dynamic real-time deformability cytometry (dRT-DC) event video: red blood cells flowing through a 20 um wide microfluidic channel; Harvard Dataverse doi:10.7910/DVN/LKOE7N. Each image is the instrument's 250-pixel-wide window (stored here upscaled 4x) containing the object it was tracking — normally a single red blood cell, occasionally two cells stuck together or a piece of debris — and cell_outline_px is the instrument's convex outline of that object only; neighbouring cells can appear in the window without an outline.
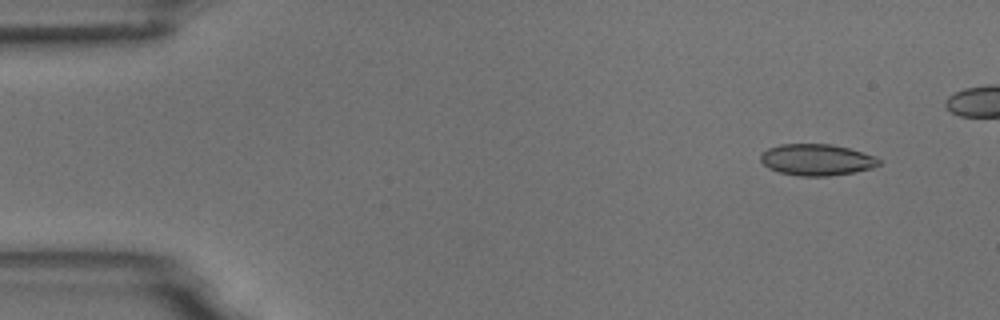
{"species": "common noctule bat (a hibernating species)", "species_latin": "Nyctalus noctula", "temperature_condition": "room temperature", "stored_images_in_passage": 5, "camera_frame_rate_fps": 3000, "um_per_image_px": 0.085, "animal": {"sex": "male", "body_mass_g": 18.8}, "frame": {"image": 1, "passage_image": 1, "time_ms": 0.0, "image_size_px": [1000, 320], "cell_outline_px": [[880, 164], [872, 168], [856, 172], [828, 176], [800, 176], [780, 172], [768, 168], [760, 160], [760, 156], [768, 148], [780, 144], [832, 144], [848, 148], [876, 156], [880, 160]], "centroid_in_image_um": [69.44, 13.58], "position_along_channel_um": 15.6, "area_um2": 21.68}}